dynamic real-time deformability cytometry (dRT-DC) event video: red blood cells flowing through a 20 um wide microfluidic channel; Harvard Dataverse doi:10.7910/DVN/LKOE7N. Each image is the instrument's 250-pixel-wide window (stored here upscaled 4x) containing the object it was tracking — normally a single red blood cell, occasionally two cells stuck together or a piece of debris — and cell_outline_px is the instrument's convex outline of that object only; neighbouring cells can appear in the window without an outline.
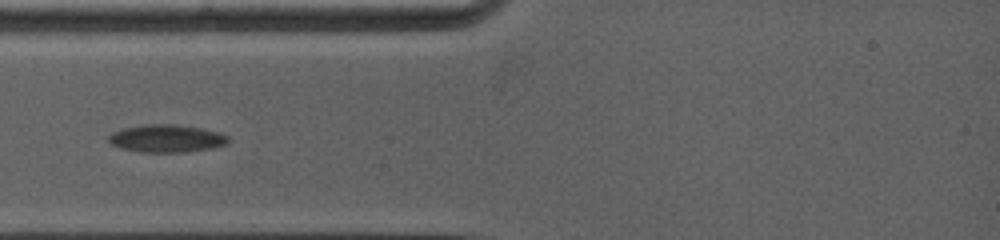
{"species": "common noctule bat (a hibernating species)", "species_latin": "Nyctalus noctula", "temperature_condition": "warm", "stored_images_in_passage": 3, "camera_frame_rate_fps": 5000, "um_per_image_px": 0.085, "animal": {"sex": "female", "body_mass_g": 19.0, "forearm_length_mm": 53.3}, "frame": {"image": 1, "passage_image": 2, "time_ms": 1.0, "image_size_px": [1000, 240], "cell_outline_px": [[228, 140], [224, 144], [212, 148], [188, 152], [140, 152], [120, 148], [112, 144], [108, 140], [108, 136], [112, 132], [124, 128], [144, 124], [176, 124], [200, 128], [220, 132], [228, 136]], "centroid_in_image_um": [14.13, 11.77], "position_along_channel_um": 70.9, "area_um2": 19.31}}